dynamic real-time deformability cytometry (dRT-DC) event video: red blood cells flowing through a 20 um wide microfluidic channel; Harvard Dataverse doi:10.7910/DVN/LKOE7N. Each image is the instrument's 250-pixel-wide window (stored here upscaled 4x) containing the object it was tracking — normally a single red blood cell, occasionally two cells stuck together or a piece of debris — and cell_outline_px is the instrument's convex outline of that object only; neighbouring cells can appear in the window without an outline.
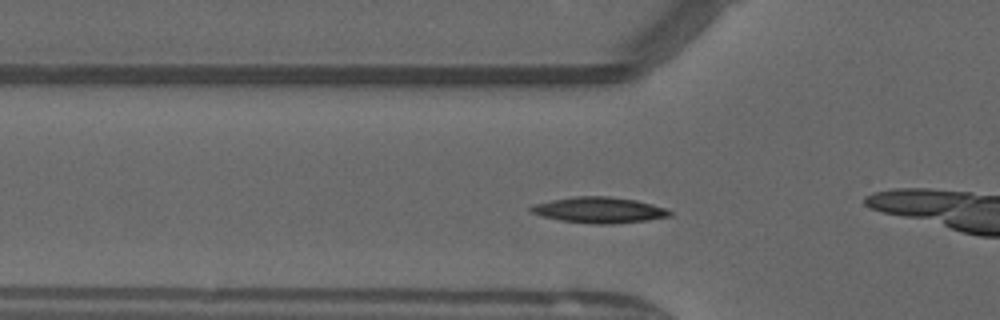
{"species": "common noctule bat (a hibernating species)", "species_latin": "Nyctalus noctula", "temperature_condition": "warm", "stored_images_in_passage": 48, "camera_frame_rate_fps": 3000, "um_per_image_px": 0.085, "animal": {"sex": "male", "forearm_length_mm": 52.5}, "frame": {"image": 1, "passage_image": 13, "time_ms": 4.0, "image_size_px": [1000, 320], "cell_outline_px": [[672, 216], [648, 220], [612, 224], [592, 224], [560, 220], [540, 216], [532, 212], [528, 208], [536, 204], [552, 200], [576, 196], [608, 196], [636, 200], [668, 208], [672, 212]], "centroid_in_image_um": [50.97, 17.86], "position_along_channel_um": 74.8, "area_um2": 20.98}}
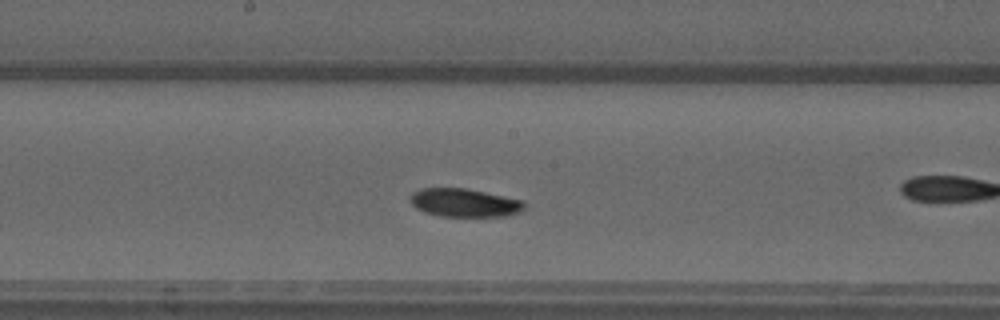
{"frame": {"image": 2, "passage_image": 23, "time_ms": 7.333, "image_size_px": [1000, 320], "cell_outline_px": [[524, 208], [520, 212], [504, 216], [440, 216], [424, 212], [416, 208], [412, 204], [408, 196], [412, 192], [420, 188], [468, 188], [524, 200]], "centroid_in_image_um": [39.45, 17.22], "position_along_channel_um": 208.7, "area_um2": 19.02}}
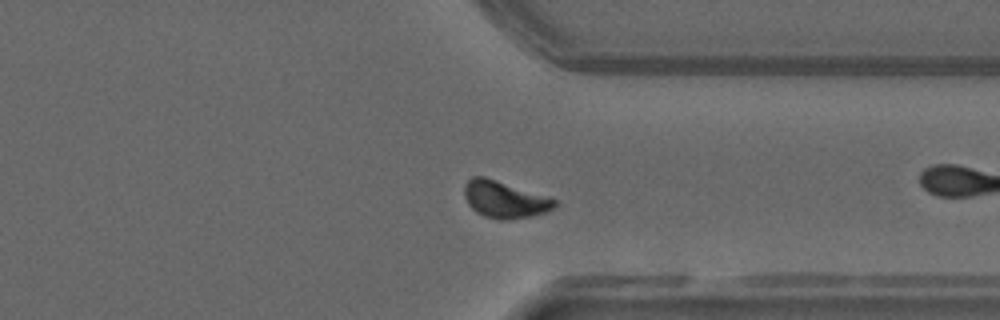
{"frame": {"image": 3, "passage_image": 35, "time_ms": 11.333, "image_size_px": [1000, 320], "cell_outline_px": [[556, 208], [548, 212], [532, 216], [504, 220], [500, 220], [484, 216], [476, 212], [468, 204], [464, 196], [464, 184], [472, 176], [484, 176], [556, 200]], "centroid_in_image_um": [42.86, 16.97], "position_along_channel_um": 368.5, "area_um2": 19.25}, "authors_computed_cell_mechanics": {"area_um2": 18.9873, "velocity_mm_per_s": 4.0184, "shape_relaxation_time_tau1_ms": 5.5923, "shape_relaxation_time_tau2_ms": 5.7898, "deformation_change_tau1": 0.1555, "deformation_change_tau2": 0.1007}}